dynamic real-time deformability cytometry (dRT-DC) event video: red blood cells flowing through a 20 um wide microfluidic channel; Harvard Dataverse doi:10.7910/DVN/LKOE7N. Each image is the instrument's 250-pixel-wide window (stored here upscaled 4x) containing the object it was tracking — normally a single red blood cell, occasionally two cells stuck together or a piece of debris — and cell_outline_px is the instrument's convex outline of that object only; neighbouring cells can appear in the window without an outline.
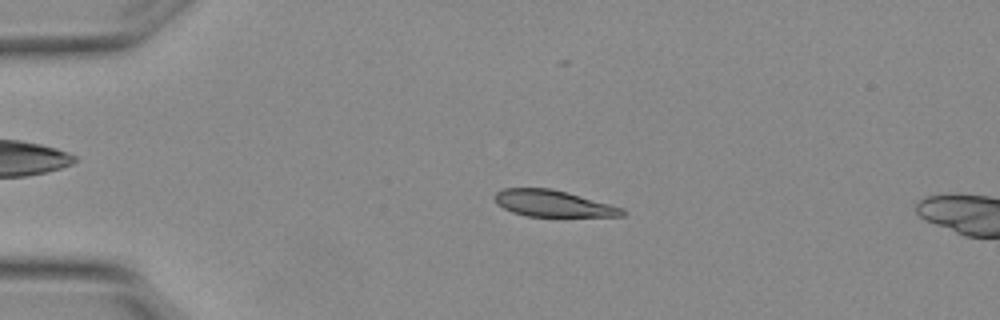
{"species": "Egyptian fruit bat (a non-hibernating species)", "species_latin": "Rousettus aegyptiacus", "temperature_condition": "warm", "stored_images_in_passage": 4, "segment_of_instrument_passage": [1, 2], "camera_frame_rate_fps": 3000, "um_per_image_px": 0.085, "animal": {"sex": "female"}, "frame": {"image": 1, "passage_image": 2, "time_ms": 0.333, "image_size_px": [1000, 320], "cell_outline_px": [[624, 216], [528, 216], [512, 212], [496, 204], [496, 192], [504, 188], [552, 188], [624, 208]], "centroid_in_image_um": [47.0, 17.29], "position_along_channel_um": 38.0, "area_um2": 19.42}}